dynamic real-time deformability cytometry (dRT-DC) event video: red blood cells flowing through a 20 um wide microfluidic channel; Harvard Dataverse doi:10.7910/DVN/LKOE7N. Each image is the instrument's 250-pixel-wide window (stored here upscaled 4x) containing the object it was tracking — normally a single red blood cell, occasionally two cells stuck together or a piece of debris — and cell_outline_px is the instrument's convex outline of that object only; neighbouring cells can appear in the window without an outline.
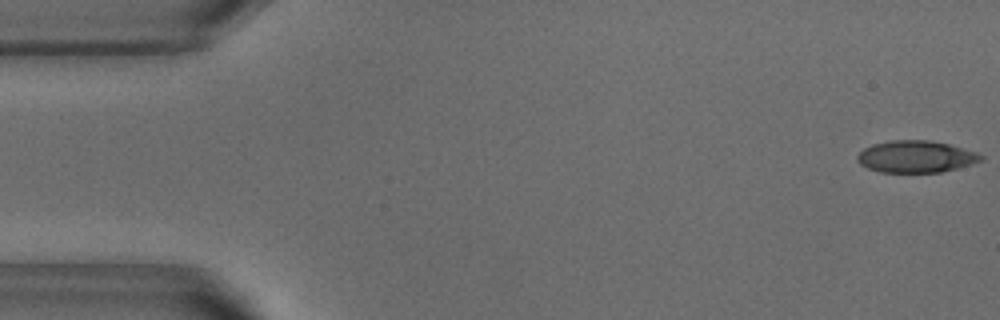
{"species": "common noctule bat (a hibernating species)", "species_latin": "Nyctalus noctula", "temperature_condition": "warm", "stored_images_in_passage": 52, "camera_frame_rate_fps": 3000, "um_per_image_px": 0.085, "animal": {"sex": "male", "body_mass_g": 18.8}, "frame": {"image": 1, "passage_image": 1, "time_ms": 0.0, "image_size_px": [1000, 320], "cell_outline_px": [[984, 160], [956, 168], [940, 172], [880, 172], [868, 168], [860, 164], [856, 160], [856, 156], [864, 148], [872, 144], [892, 140], [928, 140], [948, 144], [976, 152], [984, 156]], "centroid_in_image_um": [77.83, 13.31], "position_along_channel_um": 7.2, "area_um2": 22.89}}
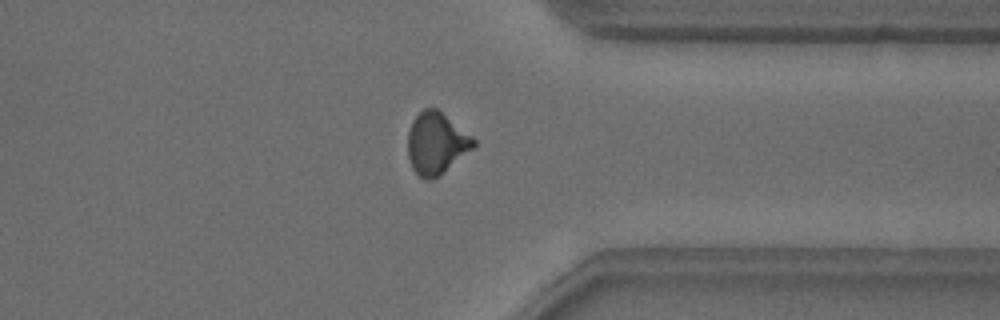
{"frame": {"image": 2, "passage_image": 40, "time_ms": 13.0, "image_size_px": [1000, 320], "cell_outline_px": [[476, 144], [472, 148], [440, 176], [432, 180], [428, 180], [420, 176], [412, 168], [408, 156], [408, 132], [412, 120], [424, 108], [436, 108], [472, 136], [476, 140]], "centroid_in_image_um": [37.07, 12.19], "position_along_channel_um": 374.3, "area_um2": 23.47}}
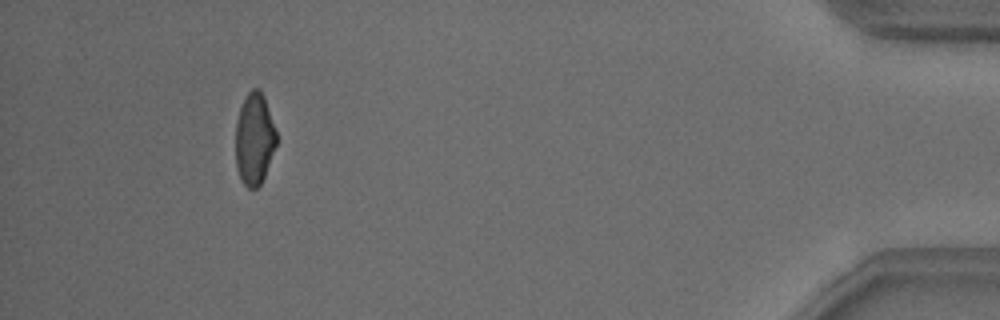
{"frame": {"image": 3, "passage_image": 48, "time_ms": 15.667, "image_size_px": [1000, 320], "cell_outline_px": [[276, 144], [264, 176], [260, 184], [256, 188], [248, 188], [244, 184], [236, 168], [236, 120], [240, 108], [248, 92], [252, 88], [260, 88], [264, 96], [276, 128]], "centroid_in_image_um": [21.62, 11.77], "position_along_channel_um": 413.6, "area_um2": 21.73}, "authors_computed_cell_mechanics": {"area_um2": 23.3223, "velocity_mm_per_s": 3.8383, "shape_relaxation_time_tau1_ms": 5.3684, "shape_relaxation_time_tau2_ms": 2.2421, "deformation_change_tau1": 0.1798, "deformation_change_tau2": 0.0969}}